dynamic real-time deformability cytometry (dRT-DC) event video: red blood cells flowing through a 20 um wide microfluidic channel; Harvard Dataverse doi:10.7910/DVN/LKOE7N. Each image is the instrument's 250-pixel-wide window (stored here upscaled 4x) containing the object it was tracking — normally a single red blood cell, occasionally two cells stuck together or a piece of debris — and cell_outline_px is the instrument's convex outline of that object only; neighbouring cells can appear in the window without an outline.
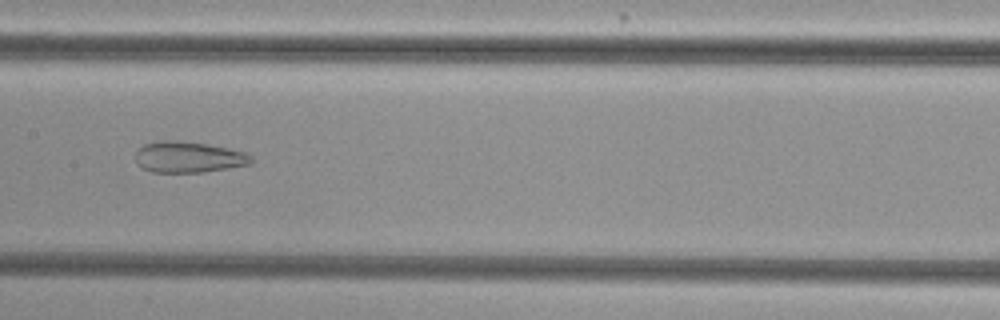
{"species": "common noctule bat (a hibernating species)", "species_latin": "Nyctalus noctula", "temperature_condition": "cold", "stored_images_in_passage": 41, "camera_frame_rate_fps": 3000, "um_per_image_px": 0.085, "animal": {"sex": "female", "body_mass_g": 29.2, "forearm_length_mm": 56.3}, "frame": {"image": 1, "passage_image": 14, "time_ms": 4.333, "image_size_px": [1000, 320], "cell_outline_px": [[252, 164], [204, 172], [152, 172], [140, 168], [136, 164], [136, 152], [144, 144], [160, 140], [176, 140], [208, 144], [248, 152], [252, 156]], "centroid_in_image_um": [16.03, 13.35], "position_along_channel_um": 191.4, "area_um2": 21.21}}
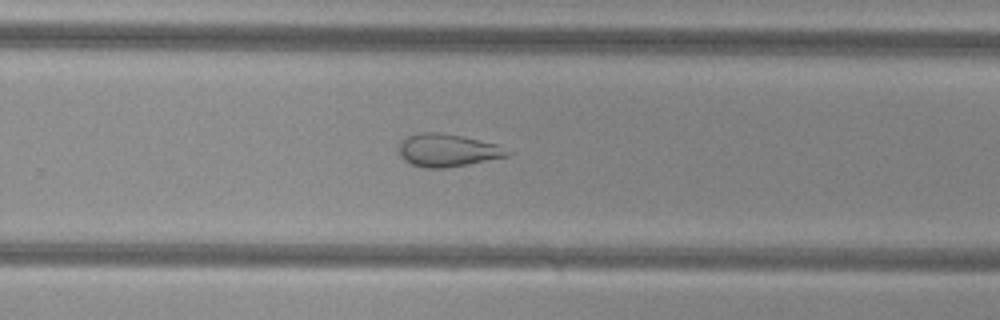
{"frame": {"image": 2, "passage_image": 22, "time_ms": 7.0, "image_size_px": [1000, 320], "cell_outline_px": [[512, 152], [508, 156], [448, 168], [424, 168], [412, 164], [404, 160], [400, 156], [400, 144], [408, 136], [420, 132], [440, 132], [464, 136], [500, 144]], "centroid_in_image_um": [38.09, 12.77], "position_along_channel_um": 291.7, "area_um2": 20.87}}
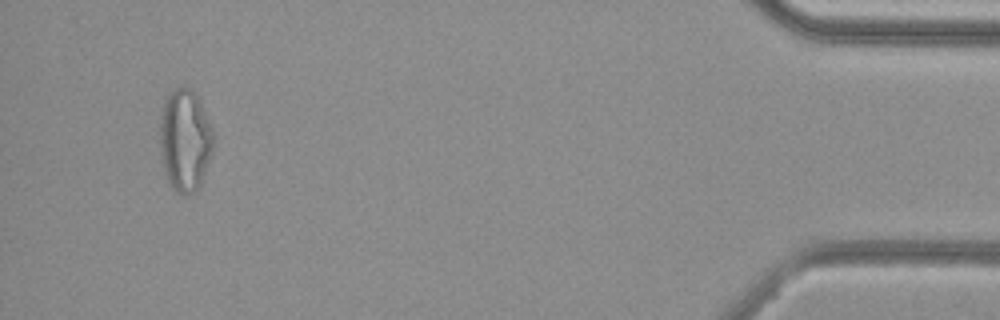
{"frame": {"image": 3, "passage_image": 38, "time_ms": 12.333, "image_size_px": [1000, 320], "cell_outline_px": [[216, 140], [212, 152], [200, 184], [188, 196], [176, 192], [168, 184], [164, 176], [160, 152], [160, 116], [164, 100], [176, 88], [188, 88], [196, 92], [200, 100], [216, 136]], "centroid_in_image_um": [15.73, 11.94], "position_along_channel_um": 419.5, "area_um2": 32.37}, "authors_computed_cell_mechanics": {"area_um2": 25.7788, "velocity_mm_per_s": 3.7736, "shape_relaxation_time_tau1_ms": null, "shape_relaxation_time_tau2_ms": 2.4313, "deformation_change_tau1": null, "deformation_change_tau2": 0.1096}}